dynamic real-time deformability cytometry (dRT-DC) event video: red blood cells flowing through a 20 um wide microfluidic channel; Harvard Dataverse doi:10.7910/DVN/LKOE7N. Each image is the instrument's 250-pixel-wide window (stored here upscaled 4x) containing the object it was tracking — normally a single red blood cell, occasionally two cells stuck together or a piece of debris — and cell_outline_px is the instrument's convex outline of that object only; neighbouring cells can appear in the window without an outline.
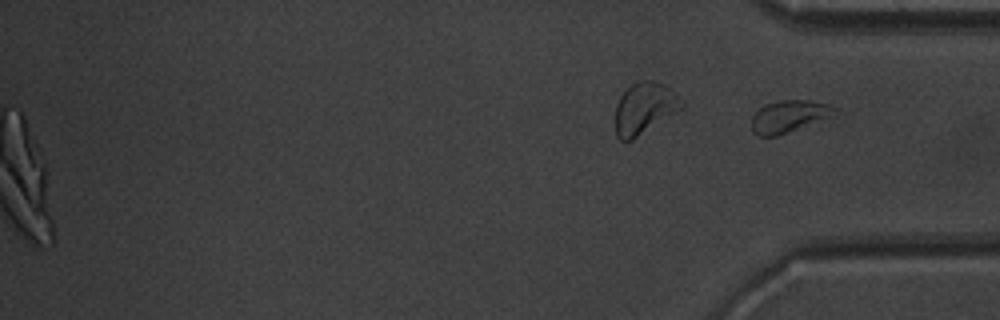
{"species": "common noctule bat (a hibernating species)", "species_latin": "Nyctalus noctula", "temperature_condition": "warm", "stored_images_in_passage": 42, "camera_frame_rate_fps": 3000, "um_per_image_px": 0.085, "animal": {"sex": "male", "body_mass_g": 20.1, "forearm_length_mm": 53.5}, "frame": {"image": 1, "passage_image": 42, "time_ms": 13.667, "image_size_px": [1000, 320], "cell_outline_px": [[844, 112], [776, 136], [760, 136], [752, 132], [752, 116], [764, 104], [780, 100], [808, 100], [828, 104], [840, 108]], "centroid_in_image_um": [67.13, 9.87], "position_along_channel_um": 368.1, "area_um2": 15.72}}